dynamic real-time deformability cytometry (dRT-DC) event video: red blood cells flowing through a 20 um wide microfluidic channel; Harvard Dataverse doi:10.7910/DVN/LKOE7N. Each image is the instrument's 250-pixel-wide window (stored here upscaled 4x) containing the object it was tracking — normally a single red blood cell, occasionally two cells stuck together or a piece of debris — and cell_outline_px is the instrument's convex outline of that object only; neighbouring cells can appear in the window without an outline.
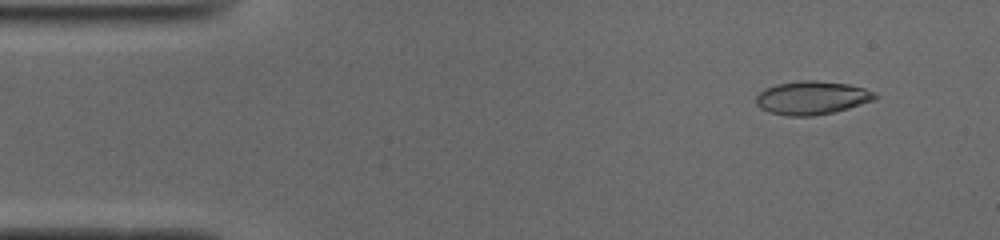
{"species": "common noctule bat (a hibernating species)", "species_latin": "Nyctalus noctula", "temperature_condition": "cold", "stored_images_in_passage": 10, "camera_frame_rate_fps": 3000, "um_per_image_px": 0.085, "animal": {"sex": "male", "body_mass_g": 19.0, "forearm_length_mm": 50.8}, "frame": {"image": 1, "passage_image": 4, "time_ms": 1.0, "image_size_px": [1000, 240], "cell_outline_px": [[880, 96], [876, 100], [848, 108], [832, 112], [812, 116], [788, 116], [768, 112], [760, 108], [756, 104], [756, 96], [764, 88], [776, 84], [800, 80], [816, 80], [848, 84], [864, 88]], "centroid_in_image_um": [69.0, 8.31], "position_along_channel_um": 16.0, "area_um2": 23.29}}